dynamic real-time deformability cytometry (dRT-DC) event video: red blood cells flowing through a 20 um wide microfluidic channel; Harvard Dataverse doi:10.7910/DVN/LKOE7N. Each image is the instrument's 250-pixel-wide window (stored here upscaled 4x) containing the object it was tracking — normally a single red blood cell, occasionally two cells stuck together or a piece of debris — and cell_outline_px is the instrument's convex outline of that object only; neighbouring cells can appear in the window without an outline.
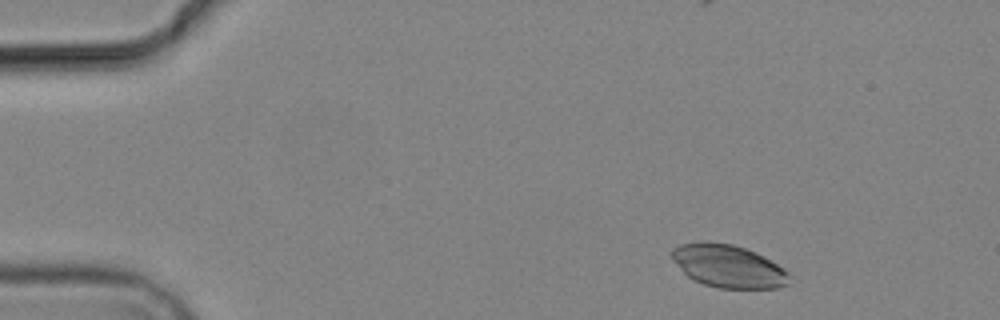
{"species": "common noctule bat (a hibernating species)", "species_latin": "Nyctalus noctula", "temperature_condition": "cold", "stored_images_in_passage": 7, "camera_frame_rate_fps": 3000, "um_per_image_px": 0.085, "animal": {"sex": "male", "body_mass_g": 19.2, "forearm_length_mm": 51.8}, "frame": {"image": 1, "passage_image": 1, "time_ms": 0.0, "image_size_px": [1000, 320], "cell_outline_px": [[788, 284], [776, 288], [720, 288], [704, 284], [688, 276], [680, 268], [672, 256], [672, 248], [680, 244], [700, 240], [708, 240], [732, 244], [756, 252], [764, 256], [784, 268], [788, 272]], "centroid_in_image_um": [61.9, 22.59], "position_along_channel_um": 23.1, "area_um2": 29.25}}
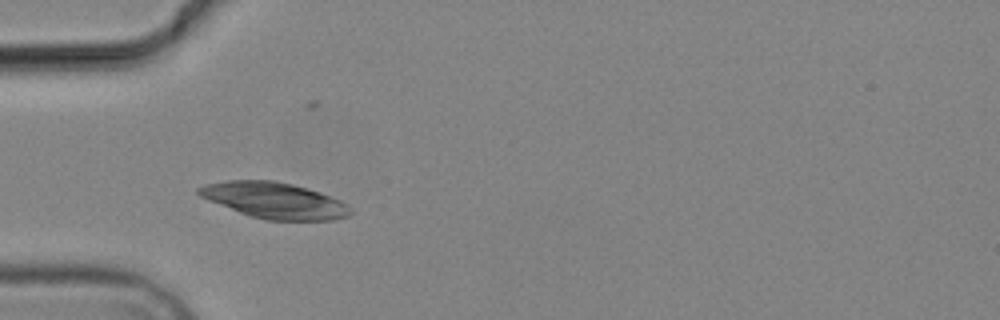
{"frame": {"image": 2, "passage_image": 4, "time_ms": 3.333, "image_size_px": [1000, 320], "cell_outline_px": [[352, 212], [348, 216], [332, 220], [268, 220], [252, 216], [240, 212], [208, 200], [200, 196], [196, 192], [196, 188], [204, 184], [228, 180], [272, 180], [292, 184], [308, 188], [320, 192], [340, 200], [348, 204], [352, 208]], "centroid_in_image_um": [23.34, 17.02], "position_along_channel_um": 61.7, "area_um2": 31.79}}